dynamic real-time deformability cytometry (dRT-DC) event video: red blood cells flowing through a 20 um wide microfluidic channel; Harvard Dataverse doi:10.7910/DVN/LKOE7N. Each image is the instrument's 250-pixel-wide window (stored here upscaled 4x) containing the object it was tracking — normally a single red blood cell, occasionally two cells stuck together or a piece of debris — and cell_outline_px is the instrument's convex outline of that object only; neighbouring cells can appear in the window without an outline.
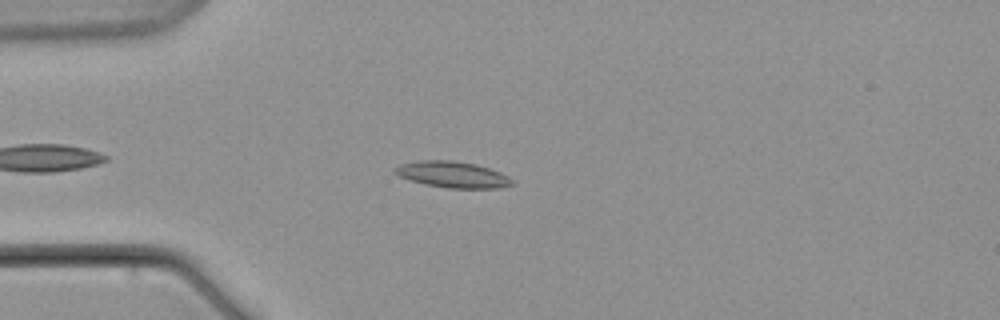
{"species": "common noctule bat (a hibernating species)", "species_latin": "Nyctalus noctula", "temperature_condition": "warm", "stored_images_in_passage": 8, "camera_frame_rate_fps": 3000, "um_per_image_px": 0.085, "animal": {"sex": "male", "body_mass_g": 21.5, "forearm_length_mm": 52.0}, "frame": {"image": 1, "passage_image": 6, "time_ms": 6.333, "image_size_px": [1000, 320], "cell_outline_px": [[512, 184], [500, 188], [448, 188], [424, 184], [408, 180], [392, 172], [392, 168], [400, 164], [420, 160], [452, 160], [476, 164], [500, 172], [508, 176], [512, 180]], "centroid_in_image_um": [38.41, 14.83], "position_along_channel_um": 46.6, "area_um2": 17.98}}
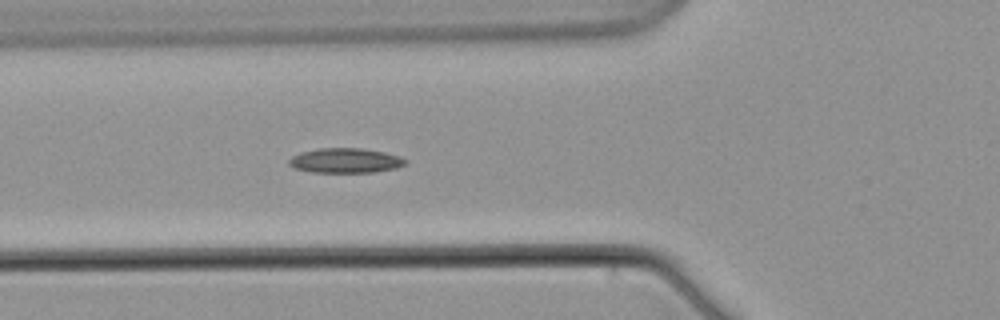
{"frame": {"image": 2, "passage_image": 8, "time_ms": 8.667, "image_size_px": [1000, 320], "cell_outline_px": [[408, 164], [396, 168], [376, 172], [312, 172], [296, 168], [288, 164], [288, 160], [292, 156], [300, 152], [316, 148], [360, 148], [384, 152], [400, 156], [408, 160]], "centroid_in_image_um": [29.39, 13.64], "position_along_channel_um": 96.4, "area_um2": 16.94}}